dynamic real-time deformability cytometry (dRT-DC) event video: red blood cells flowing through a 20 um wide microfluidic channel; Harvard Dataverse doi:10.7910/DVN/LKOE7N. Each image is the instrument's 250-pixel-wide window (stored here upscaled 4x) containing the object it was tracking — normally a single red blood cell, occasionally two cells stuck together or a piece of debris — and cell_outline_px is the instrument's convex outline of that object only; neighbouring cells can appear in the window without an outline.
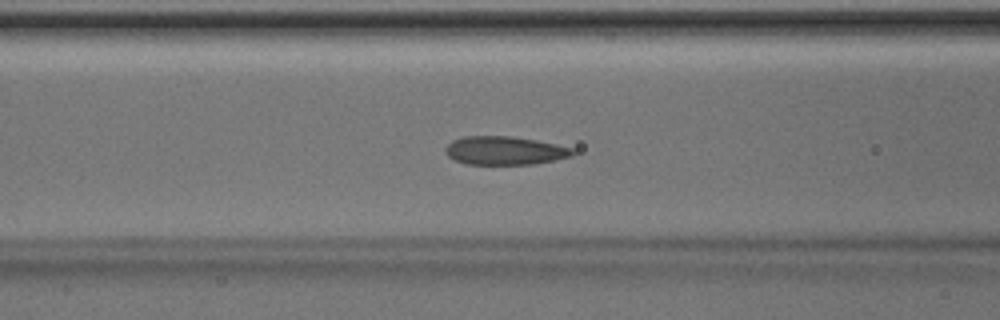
{"species": "Egyptian fruit bat (a non-hibernating species)", "species_latin": "Rousettus aegyptiacus", "temperature_condition": "room temperature", "stored_images_in_passage": 24, "camera_frame_rate_fps": 3000, "um_per_image_px": 0.085, "animal": {"sex": "male"}, "frame": {"image": 1, "passage_image": 11, "time_ms": 3.333, "image_size_px": [1000, 320], "cell_outline_px": [[576, 152], [572, 156], [532, 164], [468, 164], [456, 160], [448, 156], [444, 148], [452, 140], [464, 136], [512, 136], [536, 140], [556, 144], [572, 148]], "centroid_in_image_um": [42.89, 12.79], "position_along_channel_um": 123.7, "area_um2": 20.98}}
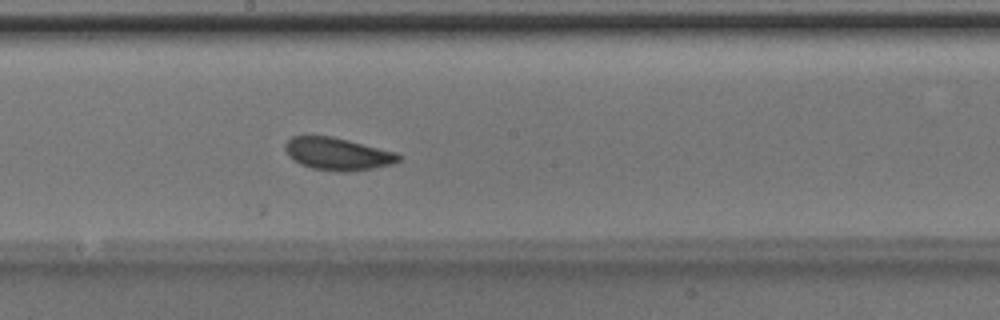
{"frame": {"image": 2, "passage_image": 18, "time_ms": 5.667, "image_size_px": [1000, 320], "cell_outline_px": [[400, 160], [392, 164], [372, 168], [348, 172], [336, 172], [312, 168], [300, 164], [288, 156], [284, 148], [284, 144], [292, 136], [332, 136], [396, 152], [400, 156]], "centroid_in_image_um": [28.67, 13.08], "position_along_channel_um": 219.5, "area_um2": 21.44}}
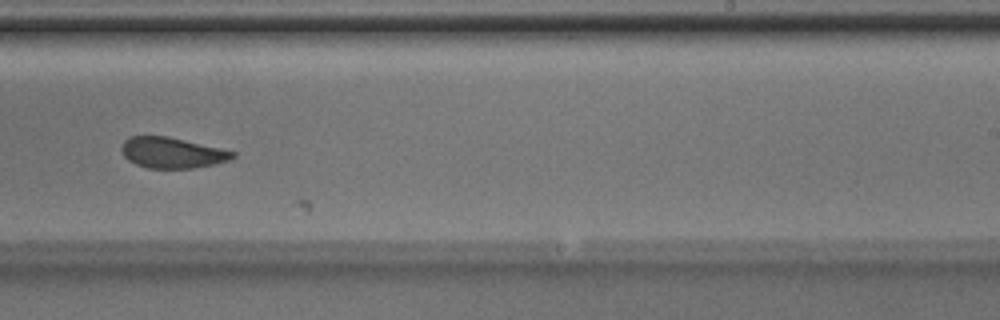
{"frame": {"image": 3, "passage_image": 22, "time_ms": 7.0, "image_size_px": [1000, 320], "cell_outline_px": [[236, 156], [228, 160], [196, 168], [148, 168], [136, 164], [128, 160], [124, 156], [120, 148], [124, 140], [128, 136], [168, 136], [220, 148], [236, 152]], "centroid_in_image_um": [14.6, 12.97], "position_along_channel_um": 274.4, "area_um2": 19.88}}